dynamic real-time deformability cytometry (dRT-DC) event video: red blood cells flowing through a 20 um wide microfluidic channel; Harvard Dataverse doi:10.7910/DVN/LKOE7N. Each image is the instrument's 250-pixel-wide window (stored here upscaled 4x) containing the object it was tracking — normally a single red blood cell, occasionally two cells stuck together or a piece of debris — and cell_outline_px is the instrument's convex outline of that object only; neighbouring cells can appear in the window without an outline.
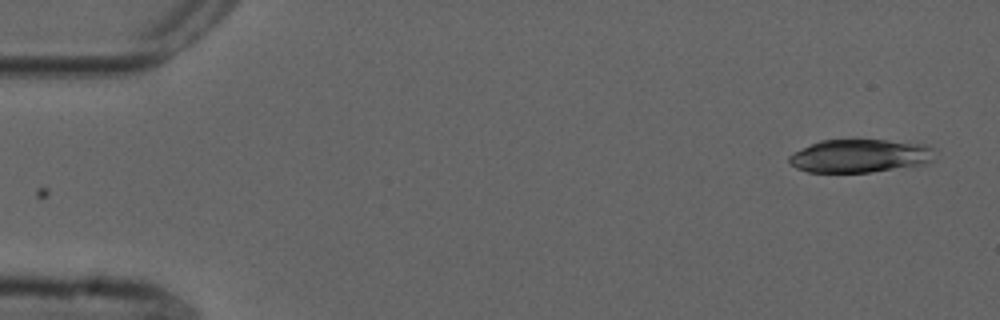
{"species": "common noctule bat (a hibernating species)", "species_latin": "Nyctalus noctula", "temperature_condition": "cold", "stored_images_in_passage": 49, "camera_frame_rate_fps": 3000, "um_per_image_px": 0.085, "animal": {"sex": "male", "forearm_length_mm": 52.5}, "frame": {"image": 1, "passage_image": 1, "time_ms": 0.0, "image_size_px": [1000, 320], "cell_outline_px": [[936, 160], [924, 164], [872, 172], [808, 172], [796, 168], [788, 160], [788, 156], [820, 140], [856, 136], [928, 144], [936, 148]], "centroid_in_image_um": [73.2, 13.19], "position_along_channel_um": 11.8, "area_um2": 29.54}}